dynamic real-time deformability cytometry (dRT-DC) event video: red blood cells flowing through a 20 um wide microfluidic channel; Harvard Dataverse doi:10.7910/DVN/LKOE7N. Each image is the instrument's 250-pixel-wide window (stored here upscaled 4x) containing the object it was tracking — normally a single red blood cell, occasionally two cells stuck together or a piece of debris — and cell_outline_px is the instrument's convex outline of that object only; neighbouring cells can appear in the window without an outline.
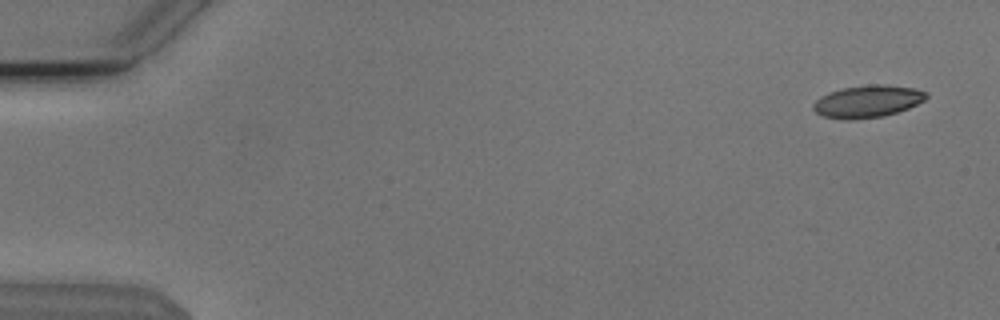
{"species": "Egyptian fruit bat (a non-hibernating species)", "species_latin": "Rousettus aegyptiacus", "temperature_condition": "cold", "stored_images_in_passage": 11, "camera_frame_rate_fps": 3000, "um_per_image_px": 0.085, "animal": {"sex": "male"}, "frame": {"image": 1, "passage_image": 2, "time_ms": 0.333, "image_size_px": [1000, 320], "cell_outline_px": [[928, 96], [924, 100], [908, 108], [884, 116], [824, 116], [816, 112], [812, 108], [812, 104], [820, 96], [828, 92], [844, 88], [868, 84], [888, 84], [916, 88], [928, 92]], "centroid_in_image_um": [73.81, 8.54], "position_along_channel_um": 11.2, "area_um2": 20.46}}